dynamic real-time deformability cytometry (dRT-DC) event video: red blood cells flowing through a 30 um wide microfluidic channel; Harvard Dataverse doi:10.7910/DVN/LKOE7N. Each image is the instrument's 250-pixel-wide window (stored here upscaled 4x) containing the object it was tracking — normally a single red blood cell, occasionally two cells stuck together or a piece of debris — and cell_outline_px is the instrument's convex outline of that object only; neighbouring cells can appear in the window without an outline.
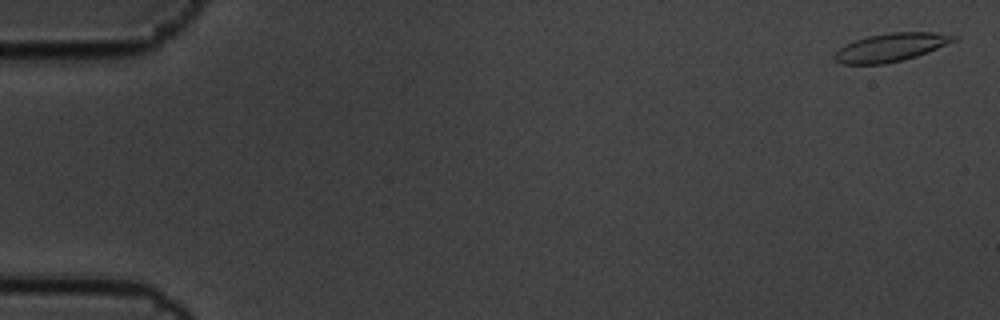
{"species": "common noctule bat (a hibernating species)", "species_latin": "Nyctalus noctula", "temperature_condition": "cold", "stored_images_in_passage": 6, "camera_frame_rate_fps": 3000, "um_per_image_px": 0.085, "animal": {"sex": "male", "body_mass_g": 19.5, "forearm_length_mm": 54.6}, "frame": {"image": 1, "passage_image": 1, "time_ms": 0.0, "image_size_px": [1000, 320], "cell_outline_px": [[960, 36], [956, 40], [916, 56], [904, 60], [884, 64], [840, 64], [832, 56], [840, 48], [852, 40], [868, 36], [892, 32], [936, 32]], "centroid_in_image_um": [75.7, 4.02], "position_along_channel_um": 9.3, "area_um2": 19.59}}
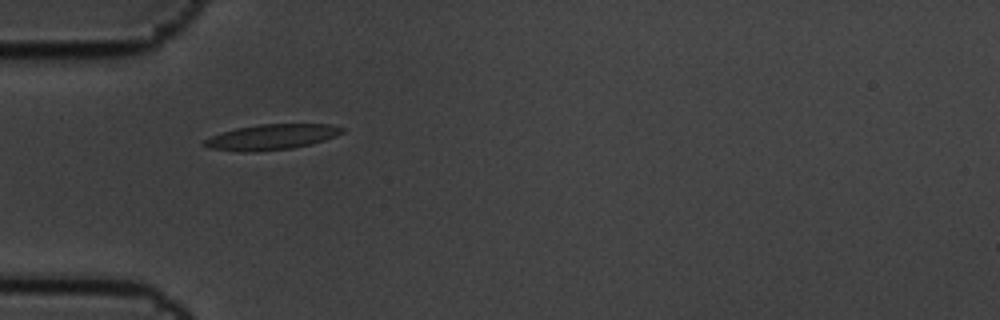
{"frame": {"image": 2, "passage_image": 5, "time_ms": 1.333, "image_size_px": [1000, 320], "cell_outline_px": [[344, 132], [336, 136], [312, 144], [292, 148], [252, 152], [240, 152], [208, 148], [200, 144], [204, 140], [212, 136], [236, 128], [260, 124], [332, 124], [344, 128]], "centroid_in_image_um": [23.08, 11.65], "position_along_channel_um": 61.9, "area_um2": 20.52}}
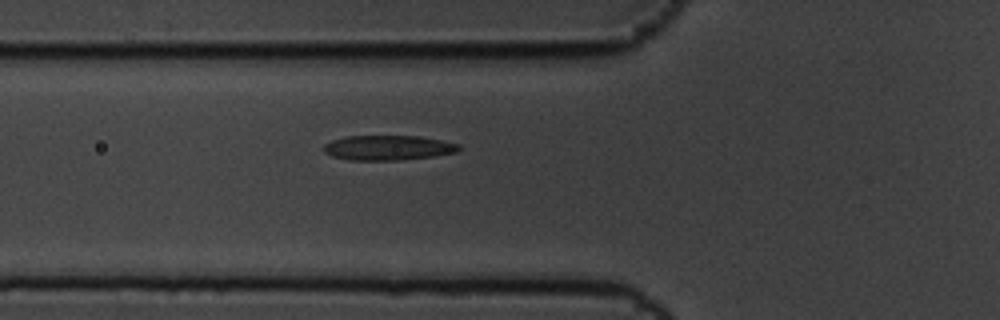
{"frame": {"image": 3, "passage_image": 6, "time_ms": 1.667, "image_size_px": [1000, 320], "cell_outline_px": [[460, 148], [456, 152], [436, 156], [400, 160], [348, 160], [332, 156], [324, 152], [324, 144], [332, 140], [344, 136], [420, 136], [460, 144]], "centroid_in_image_um": [32.98, 12.56], "position_along_channel_um": 92.8, "area_um2": 19.65}}